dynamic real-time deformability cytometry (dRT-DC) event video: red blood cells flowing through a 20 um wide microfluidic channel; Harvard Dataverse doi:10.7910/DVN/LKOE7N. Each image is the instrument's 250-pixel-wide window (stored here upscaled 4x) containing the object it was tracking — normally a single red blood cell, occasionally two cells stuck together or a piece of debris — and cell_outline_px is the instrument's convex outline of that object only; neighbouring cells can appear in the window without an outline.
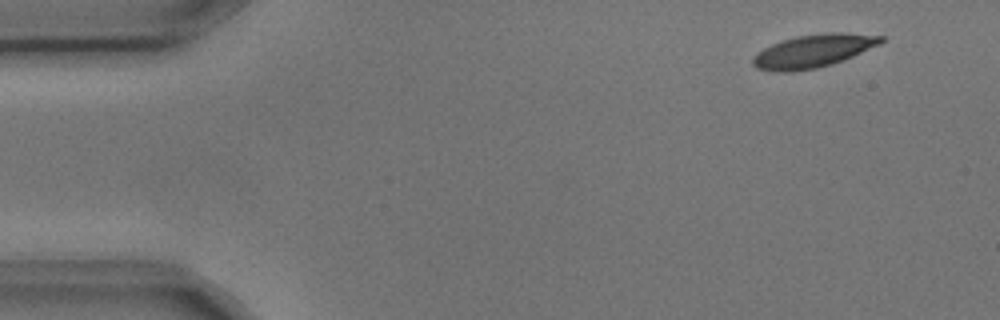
{"species": "common noctule bat (a hibernating species)", "species_latin": "Nyctalus noctula", "temperature_condition": "cold", "stored_images_in_passage": 5, "camera_frame_rate_fps": 3000, "um_per_image_px": 0.085, "animal": {"sex": "male", "body_mass_g": 17.9, "forearm_length_mm": 54.2}, "frame": {"image": 1, "passage_image": 2, "time_ms": 0.333, "image_size_px": [1000, 320], "cell_outline_px": [[884, 40], [880, 44], [852, 56], [832, 64], [816, 68], [792, 72], [780, 72], [756, 68], [752, 64], [752, 56], [756, 52], [772, 44], [796, 36], [824, 32], [848, 32], [884, 36]], "centroid_in_image_um": [69.11, 4.32], "position_along_channel_um": 15.9, "area_um2": 24.74}}